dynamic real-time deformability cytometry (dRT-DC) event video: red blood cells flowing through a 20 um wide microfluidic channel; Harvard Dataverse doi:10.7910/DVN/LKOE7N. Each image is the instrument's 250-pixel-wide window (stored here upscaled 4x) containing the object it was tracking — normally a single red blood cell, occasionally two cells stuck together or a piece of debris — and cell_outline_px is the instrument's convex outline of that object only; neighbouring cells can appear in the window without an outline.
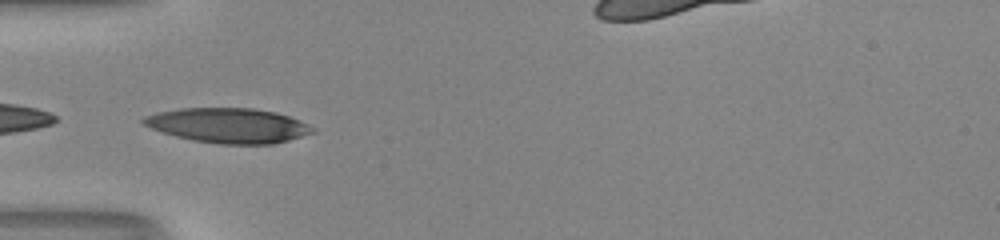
{"species": "human", "species_latin": "Homo sapiens", "temperature_condition": "room temperature", "stored_images_in_passage": 36, "camera_frame_rate_fps": 3000, "um_per_image_px": 0.085, "donor": {"sex": "male"}, "frame": {"image": 1, "passage_image": 1, "time_ms": 0.0, "image_size_px": [1000, 240], "cell_outline_px": [[316, 132], [288, 140], [272, 144], [220, 144], [192, 140], [176, 136], [152, 128], [144, 124], [140, 120], [144, 116], [156, 112], [180, 108], [252, 108], [276, 112], [288, 116], [308, 124], [316, 128]], "centroid_in_image_um": [19.42, 10.66], "position_along_channel_um": 65.6, "area_um2": 34.28}}
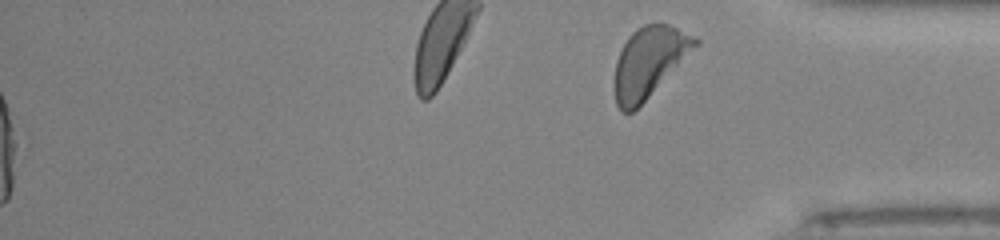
{"frame": {"image": 2, "passage_image": 36, "time_ms": 11.667, "image_size_px": [1000, 240], "cell_outline_px": [[700, 44], [632, 112], [620, 112], [616, 104], [612, 88], [612, 80], [616, 60], [628, 36], [636, 28], [644, 24], [668, 24], [700, 40]], "centroid_in_image_um": [55.11, 5.29], "position_along_channel_um": 380.1, "area_um2": 32.83}, "authors_computed_cell_mechanics": {"area_um2": 32.946, "velocity_mm_per_s": 4.1, "shape_relaxation_time_tau1_ms": 3.7365, "shape_relaxation_time_tau2_ms": null, "deformation_change_tau1": 0.212, "deformation_change_tau2": null}}